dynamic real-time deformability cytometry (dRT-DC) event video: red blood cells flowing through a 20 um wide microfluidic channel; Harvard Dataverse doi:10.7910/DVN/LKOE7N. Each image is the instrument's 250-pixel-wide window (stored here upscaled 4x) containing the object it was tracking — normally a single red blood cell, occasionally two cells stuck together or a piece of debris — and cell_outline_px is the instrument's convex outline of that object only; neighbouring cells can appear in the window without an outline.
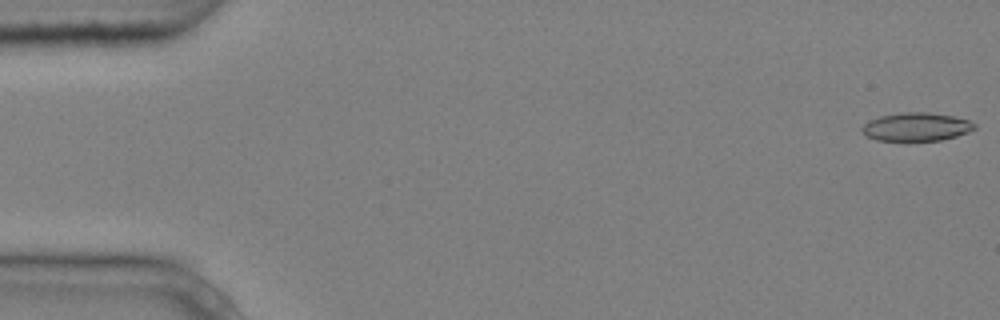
{"species": "common noctule bat (a hibernating species)", "species_latin": "Nyctalus noctula", "temperature_condition": "cold", "stored_images_in_passage": 6, "camera_frame_rate_fps": 3000, "um_per_image_px": 0.085, "animal": {"sex": "male", "body_mass_g": 20.4}, "frame": {"image": 1, "passage_image": 1, "time_ms": 0.0, "image_size_px": [1000, 320], "cell_outline_px": [[976, 128], [968, 132], [956, 136], [940, 140], [908, 144], [876, 140], [864, 136], [860, 128], [868, 120], [880, 116], [904, 112], [928, 112], [952, 116], [968, 120], [976, 124]], "centroid_in_image_um": [77.82, 10.83], "position_along_channel_um": 7.2, "area_um2": 19.48}}
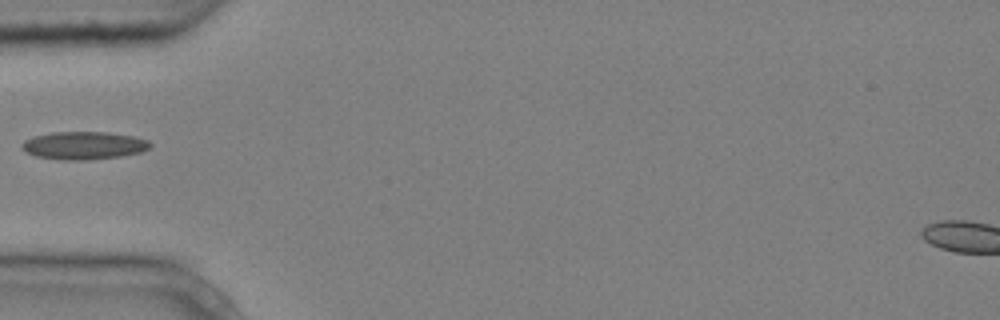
{"frame": {"image": 2, "passage_image": 5, "time_ms": 1.333, "image_size_px": [1000, 320], "cell_outline_px": [[152, 144], [148, 148], [140, 152], [120, 156], [88, 160], [64, 160], [36, 156], [20, 148], [20, 144], [24, 140], [36, 136], [52, 132], [108, 132], [132, 136], [148, 140]], "centroid_in_image_um": [7.11, 12.36], "position_along_channel_um": 77.9, "area_um2": 20.69}}
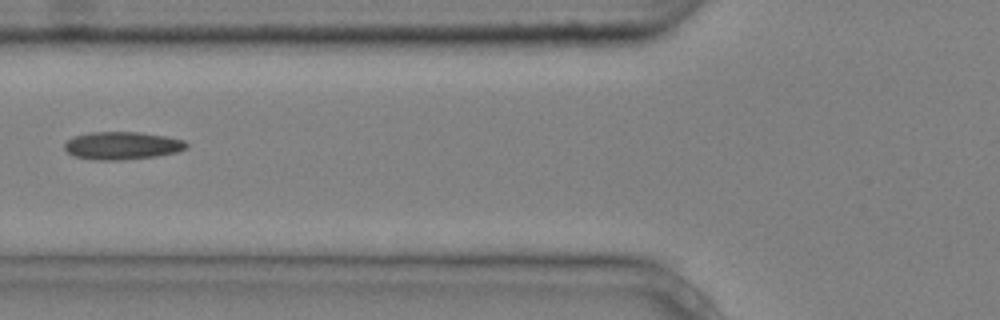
{"frame": {"image": 3, "passage_image": 6, "time_ms": 1.667, "image_size_px": [1000, 320], "cell_outline_px": [[188, 148], [176, 152], [156, 156], [124, 160], [92, 160], [72, 156], [64, 148], [64, 144], [68, 140], [76, 136], [92, 132], [140, 132], [164, 136], [184, 140], [188, 144]], "centroid_in_image_um": [10.38, 12.39], "position_along_channel_um": 115.4, "area_um2": 19.77}}